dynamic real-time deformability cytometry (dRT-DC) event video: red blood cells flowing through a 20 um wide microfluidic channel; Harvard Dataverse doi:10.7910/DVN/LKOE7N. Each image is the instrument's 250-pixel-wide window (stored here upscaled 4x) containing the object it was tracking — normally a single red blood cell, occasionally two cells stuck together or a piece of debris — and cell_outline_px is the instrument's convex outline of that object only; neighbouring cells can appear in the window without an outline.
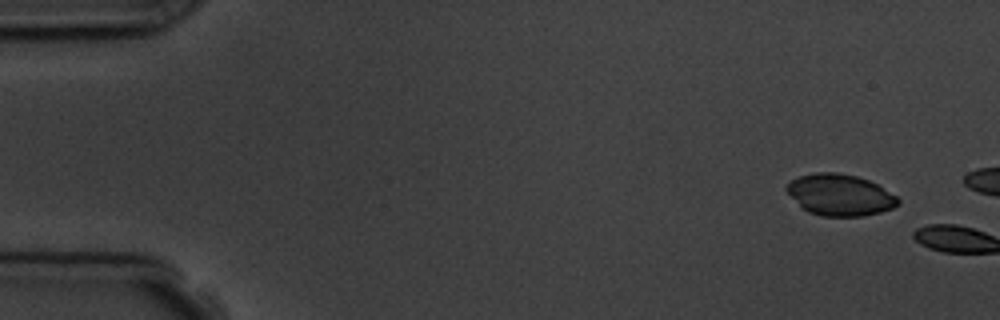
{"species": "common noctule bat (a hibernating species)", "species_latin": "Nyctalus noctula", "temperature_condition": "room temperature", "stored_images_in_passage": 3, "camera_frame_rate_fps": 3000, "um_per_image_px": 0.085, "animal": {"sex": "male", "body_mass_g": 19.5, "forearm_length_mm": 54.6}, "frame": {"image": 1, "passage_image": 2, "time_ms": 1.0, "image_size_px": [1000, 320], "cell_outline_px": [[900, 204], [892, 208], [880, 212], [864, 216], [820, 216], [808, 212], [784, 188], [792, 180], [800, 176], [816, 172], [836, 172], [856, 176], [868, 180], [876, 184], [896, 196], [900, 200]], "centroid_in_image_um": [71.42, 16.57], "position_along_channel_um": 13.6, "area_um2": 26.59}}